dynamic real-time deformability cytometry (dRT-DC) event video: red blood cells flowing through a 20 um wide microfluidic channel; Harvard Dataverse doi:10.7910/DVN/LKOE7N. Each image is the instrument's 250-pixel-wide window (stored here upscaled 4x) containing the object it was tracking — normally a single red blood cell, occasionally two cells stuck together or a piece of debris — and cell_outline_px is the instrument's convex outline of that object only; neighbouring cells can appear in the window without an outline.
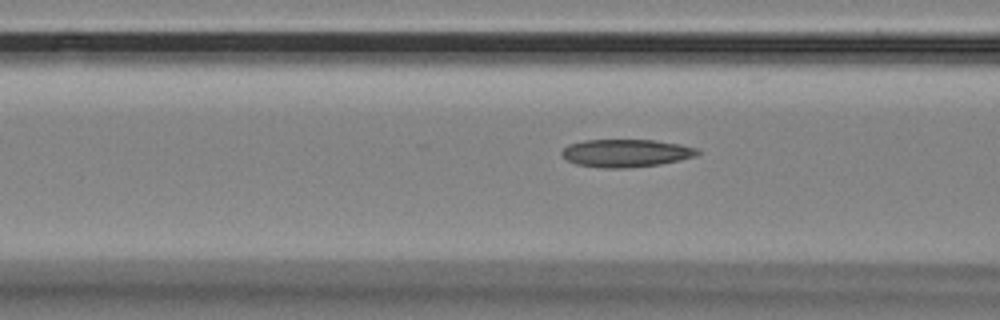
{"species": "Egyptian fruit bat (a non-hibernating species)", "species_latin": "Rousettus aegyptiacus", "temperature_condition": "room temperature", "stored_images_in_passage": 37, "camera_frame_rate_fps": 3000, "um_per_image_px": 0.085, "animal": {"sex": "female"}, "frame": {"image": 1, "passage_image": 7, "time_ms": 2.0, "image_size_px": [1000, 320], "cell_outline_px": [[700, 152], [696, 156], [680, 160], [660, 164], [624, 168], [604, 168], [576, 164], [568, 160], [560, 152], [568, 144], [584, 140], [656, 140], [680, 144], [696, 148]], "centroid_in_image_um": [53.21, 13.01], "position_along_channel_um": 113.4, "area_um2": 21.91}}
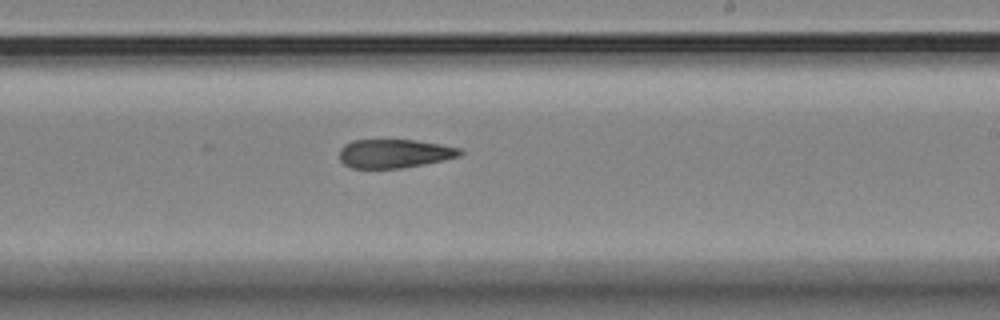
{"frame": {"image": 2, "passage_image": 19, "time_ms": 6.0, "image_size_px": [1000, 320], "cell_outline_px": [[464, 152], [460, 156], [424, 164], [400, 168], [352, 168], [344, 164], [340, 160], [340, 148], [344, 144], [352, 140], [416, 140], [440, 144], [460, 148]], "centroid_in_image_um": [33.52, 13.04], "position_along_channel_um": 255.5, "area_um2": 20.17}}
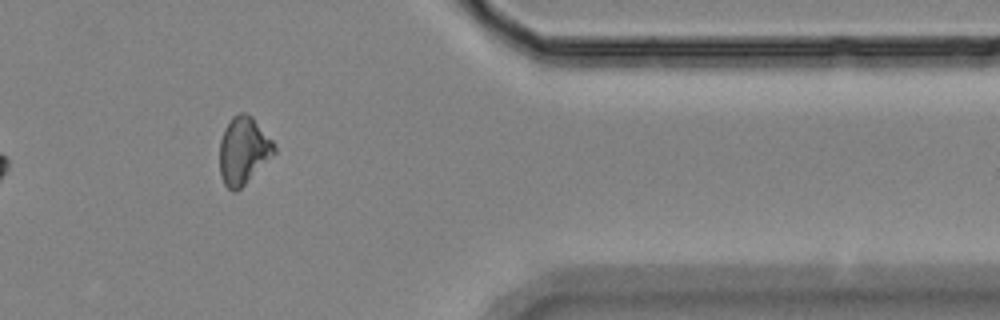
{"frame": {"image": 3, "passage_image": 32, "time_ms": 10.333, "image_size_px": [1000, 320], "cell_outline_px": [[276, 152], [236, 192], [232, 192], [224, 184], [220, 176], [220, 140], [224, 128], [232, 116], [240, 112], [244, 112], [252, 116], [272, 140], [276, 148]], "centroid_in_image_um": [20.67, 12.78], "position_along_channel_um": 390.7, "area_um2": 21.33}}